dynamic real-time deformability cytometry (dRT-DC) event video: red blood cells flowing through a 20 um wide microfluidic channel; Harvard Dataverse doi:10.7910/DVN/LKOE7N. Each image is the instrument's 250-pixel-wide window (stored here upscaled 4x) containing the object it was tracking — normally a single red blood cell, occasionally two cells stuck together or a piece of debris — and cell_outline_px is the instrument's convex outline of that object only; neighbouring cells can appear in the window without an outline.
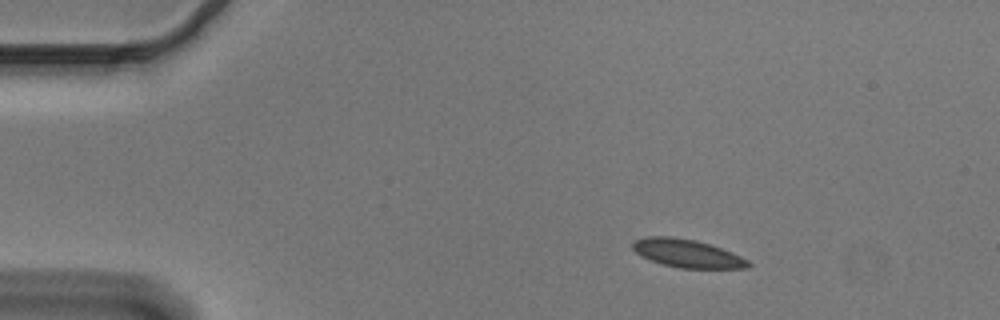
{"species": "Egyptian fruit bat (a non-hibernating species)", "species_latin": "Rousettus aegyptiacus", "temperature_condition": "cold", "stored_images_in_passage": 47, "camera_frame_rate_fps": 3000, "um_per_image_px": 0.085, "animal": {"sex": "male"}, "frame": {"image": 1, "passage_image": 1, "time_ms": 0.0, "image_size_px": [1000, 320], "cell_outline_px": [[752, 264], [748, 268], [680, 268], [664, 264], [652, 260], [636, 252], [632, 248], [632, 244], [636, 240], [648, 236], [672, 236], [696, 240], [732, 252], [748, 260]], "centroid_in_image_um": [58.44, 21.53], "position_along_channel_um": 26.6, "area_um2": 18.67}}
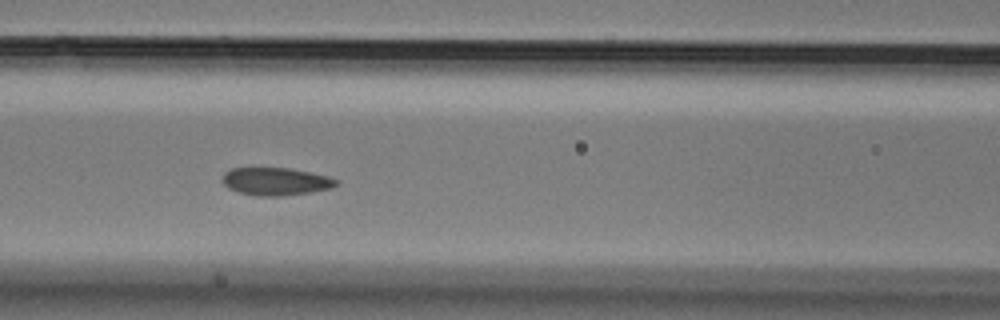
{"frame": {"image": 2, "passage_image": 16, "time_ms": 5.0, "image_size_px": [1000, 320], "cell_outline_px": [[340, 180], [336, 184], [328, 188], [312, 192], [280, 196], [256, 196], [240, 192], [228, 188], [224, 184], [224, 172], [232, 168], [288, 168], [328, 176]], "centroid_in_image_um": [23.43, 15.42], "position_along_channel_um": 143.2, "area_um2": 18.15}}
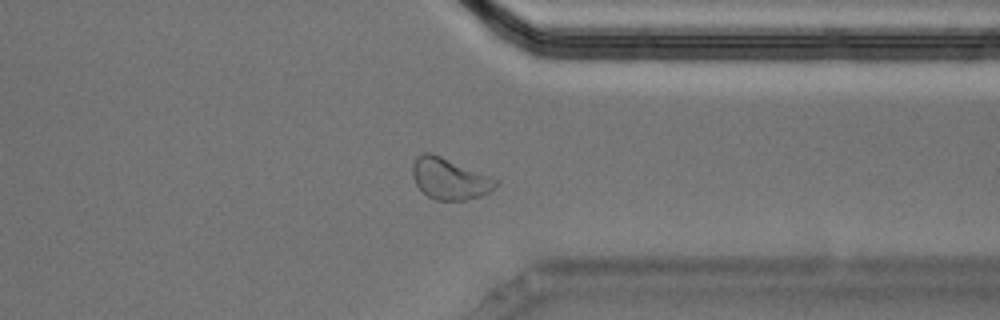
{"frame": {"image": 3, "passage_image": 35, "time_ms": 11.333, "image_size_px": [1000, 320], "cell_outline_px": [[500, 180], [488, 192], [480, 196], [464, 200], [436, 200], [428, 196], [416, 184], [412, 176], [412, 164], [416, 156], [424, 152], [432, 152]], "centroid_in_image_um": [38.18, 15.17], "position_along_channel_um": 373.2, "area_um2": 19.94}, "authors_computed_cell_mechanics": {"area_um2": 19.1318, "velocity_mm_per_s": 3.653, "shape_relaxation_time_tau1_ms": 6.6333, "shape_relaxation_time_tau2_ms": null, "deformation_change_tau1": 0.1302, "deformation_change_tau2": null}}